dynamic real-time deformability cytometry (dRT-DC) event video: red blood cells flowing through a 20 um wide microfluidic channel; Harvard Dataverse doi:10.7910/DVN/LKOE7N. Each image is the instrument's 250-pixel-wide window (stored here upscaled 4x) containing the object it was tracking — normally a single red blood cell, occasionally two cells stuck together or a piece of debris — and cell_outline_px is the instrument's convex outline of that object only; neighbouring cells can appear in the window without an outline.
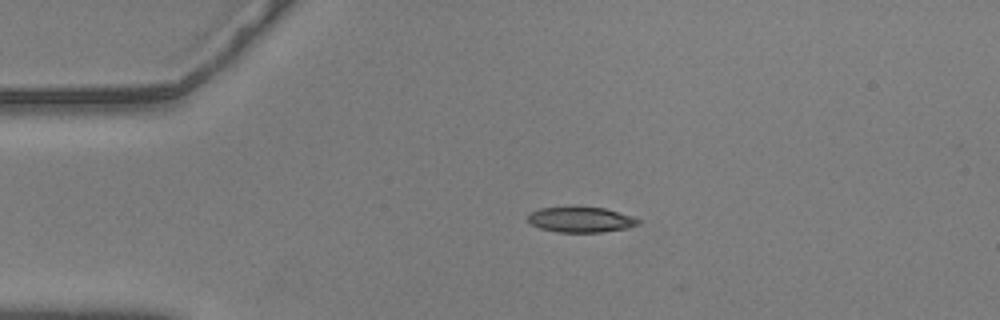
{"species": "common noctule bat (a hibernating species)", "species_latin": "Nyctalus noctula", "temperature_condition": "warm", "stored_images_in_passage": 22, "camera_frame_rate_fps": 3000, "um_per_image_px": 0.085, "animal": {"sex": "male", "body_mass_g": 20.5, "forearm_length_mm": 52.5}, "frame": {"image": 1, "passage_image": 1, "time_ms": 0.0, "image_size_px": [1000, 320], "cell_outline_px": [[640, 224], [628, 228], [600, 232], [556, 232], [540, 228], [532, 224], [528, 220], [528, 212], [540, 208], [604, 208], [640, 220]], "centroid_in_image_um": [49.33, 18.69], "position_along_channel_um": 35.7, "area_um2": 15.9}}
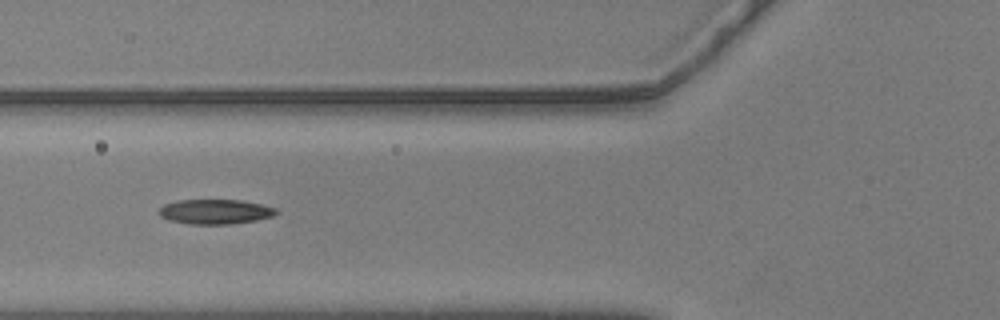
{"frame": {"image": 2, "passage_image": 10, "time_ms": 3.0, "image_size_px": [1000, 320], "cell_outline_px": [[280, 212], [272, 216], [256, 220], [232, 224], [188, 224], [168, 220], [160, 216], [160, 208], [164, 204], [176, 200], [240, 200], [260, 204], [276, 208]], "centroid_in_image_um": [18.29, 17.99], "position_along_channel_um": 107.5, "area_um2": 16.94}}
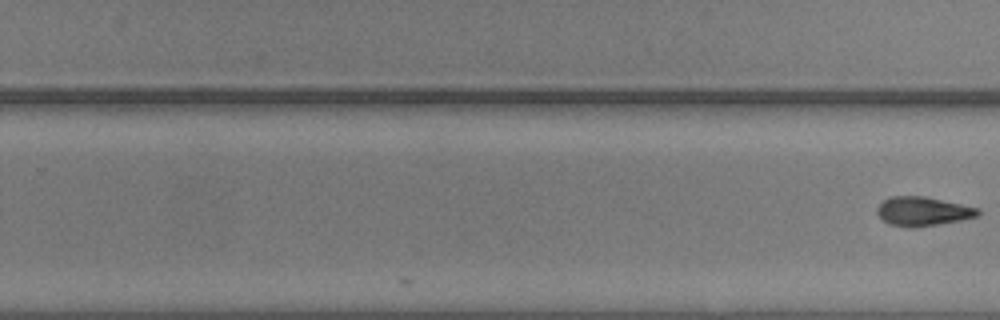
{"frame": {"image": 3, "passage_image": 22, "time_ms": 7.0, "image_size_px": [1000, 320], "cell_outline_px": [[980, 216], [964, 220], [912, 228], [892, 224], [884, 220], [876, 212], [876, 208], [884, 200], [892, 196], [924, 196], [980, 208]], "centroid_in_image_um": [78.5, 17.96], "position_along_channel_um": 251.3, "area_um2": 17.05}}